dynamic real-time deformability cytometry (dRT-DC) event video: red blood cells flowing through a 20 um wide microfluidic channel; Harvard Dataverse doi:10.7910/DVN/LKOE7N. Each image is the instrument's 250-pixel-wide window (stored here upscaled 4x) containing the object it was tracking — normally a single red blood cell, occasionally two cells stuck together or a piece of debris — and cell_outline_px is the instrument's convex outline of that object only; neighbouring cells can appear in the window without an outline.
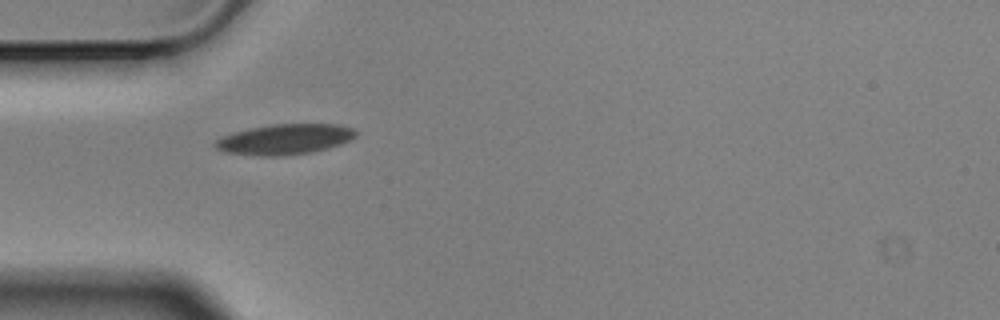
{"species": "Egyptian fruit bat (a non-hibernating species)", "species_latin": "Rousettus aegyptiacus", "temperature_condition": "cold", "stored_images_in_passage": 9, "camera_frame_rate_fps": 3000, "um_per_image_px": 0.085, "animal": {"sex": "male"}, "frame": {"image": 1, "passage_image": 1, "time_ms": 0.0, "image_size_px": [1000, 320], "cell_outline_px": [[356, 136], [340, 144], [328, 148], [312, 152], [280, 156], [260, 156], [224, 152], [216, 148], [212, 144], [216, 140], [232, 132], [248, 128], [272, 124], [336, 124], [352, 128], [356, 132]], "centroid_in_image_um": [24.16, 11.84], "position_along_channel_um": 60.8, "area_um2": 24.91}}
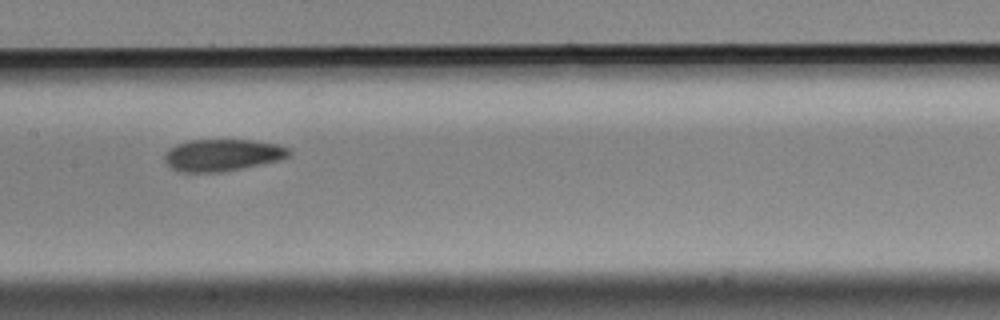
{"frame": {"image": 2, "passage_image": 4, "time_ms": 1.0, "image_size_px": [1000, 320], "cell_outline_px": [[292, 156], [280, 160], [244, 168], [224, 172], [180, 172], [172, 168], [164, 160], [164, 156], [168, 148], [176, 144], [188, 140], [252, 140], [276, 144], [288, 148], [292, 152]], "centroid_in_image_um": [18.92, 13.18], "position_along_channel_um": 188.5, "area_um2": 23.41}}
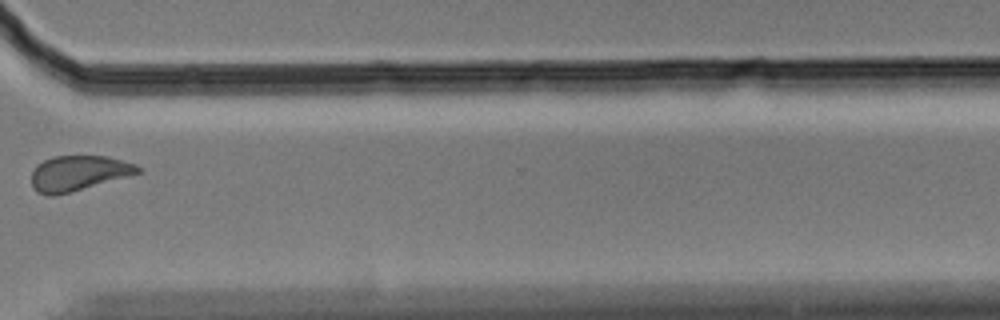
{"frame": {"image": 3, "passage_image": 8, "time_ms": 2.333, "image_size_px": [1000, 320], "cell_outline_px": [[140, 172], [128, 176], [72, 192], [56, 196], [48, 196], [36, 192], [32, 184], [32, 172], [36, 164], [52, 156], [108, 156], [136, 164], [140, 168]], "centroid_in_image_um": [6.63, 14.72], "position_along_channel_um": 364.0, "area_um2": 21.91}}